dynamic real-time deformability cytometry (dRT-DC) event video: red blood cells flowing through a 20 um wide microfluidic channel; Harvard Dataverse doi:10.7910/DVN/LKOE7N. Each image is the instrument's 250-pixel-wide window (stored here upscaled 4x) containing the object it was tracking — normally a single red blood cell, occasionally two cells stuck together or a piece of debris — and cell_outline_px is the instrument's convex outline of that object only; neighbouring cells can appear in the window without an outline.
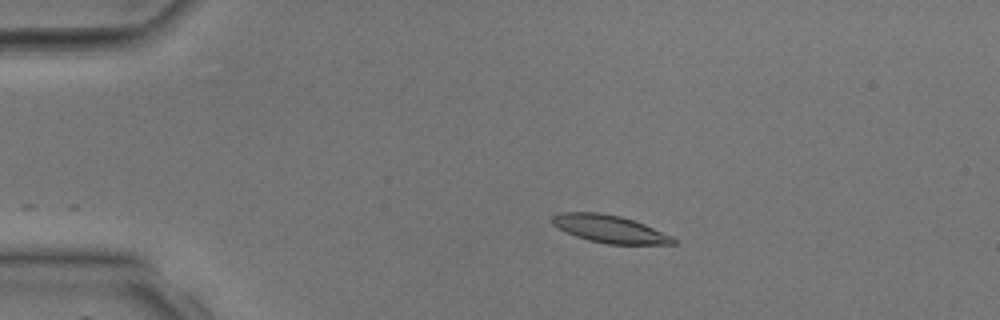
{"species": "common noctule bat (a hibernating species)", "species_latin": "Nyctalus noctula", "temperature_condition": "room temperature", "stored_images_in_passage": 33, "camera_frame_rate_fps": 3000, "um_per_image_px": 0.085, "animal": {"sex": "male", "body_mass_g": 17.9, "forearm_length_mm": 54.2}, "frame": {"image": 1, "passage_image": 1, "time_ms": 0.0, "image_size_px": [1000, 320], "cell_outline_px": [[676, 244], [608, 244], [588, 240], [576, 236], [552, 224], [552, 216], [560, 212], [600, 212], [620, 216], [644, 224], [672, 236], [676, 240]], "centroid_in_image_um": [51.82, 19.45], "position_along_channel_um": 33.2, "area_um2": 19.25}}
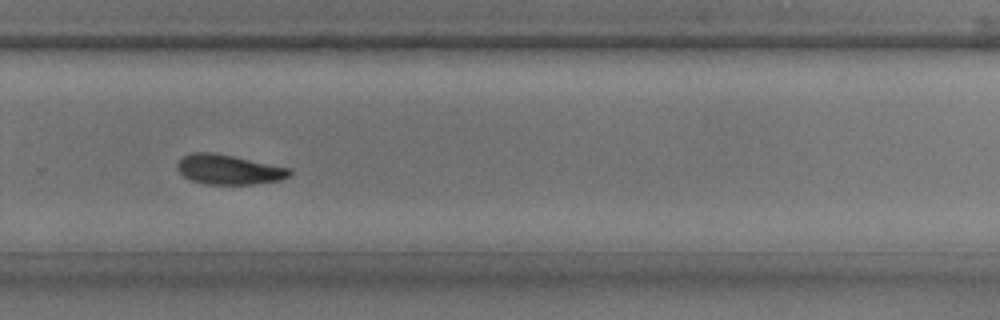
{"frame": {"image": 2, "passage_image": 20, "time_ms": 6.333, "image_size_px": [1000, 320], "cell_outline_px": [[292, 172], [288, 176], [280, 180], [252, 184], [208, 184], [192, 180], [184, 176], [176, 168], [176, 164], [184, 156], [192, 152], [212, 152], [292, 168]], "centroid_in_image_um": [19.45, 14.4], "position_along_channel_um": 310.4, "area_um2": 19.31}}
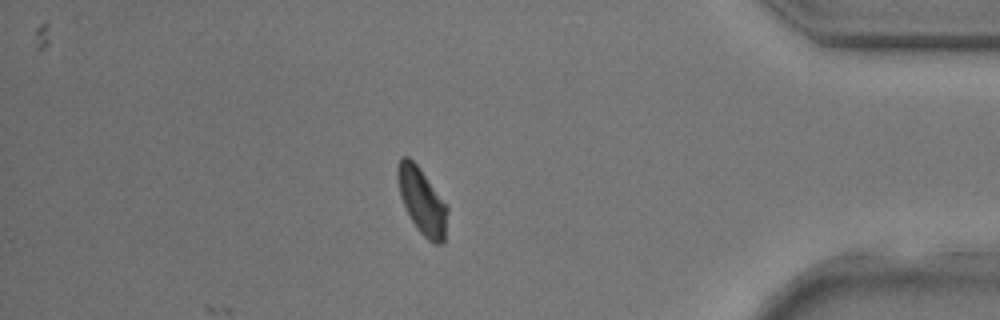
{"frame": {"image": 3, "passage_image": 27, "time_ms": 8.667, "image_size_px": [1000, 320], "cell_outline_px": [[448, 212], [444, 244], [432, 244], [416, 228], [400, 196], [396, 176], [396, 168], [400, 156], [408, 156], [420, 168], [448, 208]], "centroid_in_image_um": [35.86, 17.09], "position_along_channel_um": 399.3, "area_um2": 19.13}}